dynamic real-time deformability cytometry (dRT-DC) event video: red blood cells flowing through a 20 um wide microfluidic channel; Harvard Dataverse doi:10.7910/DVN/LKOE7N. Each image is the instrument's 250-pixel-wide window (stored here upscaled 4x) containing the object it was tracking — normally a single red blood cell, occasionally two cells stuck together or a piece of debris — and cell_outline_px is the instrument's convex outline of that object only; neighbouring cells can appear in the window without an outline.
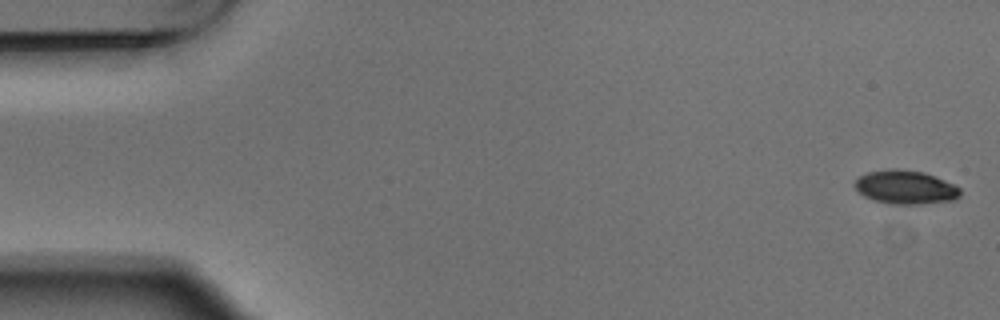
{"species": "Egyptian fruit bat (a non-hibernating species)", "species_latin": "Rousettus aegyptiacus", "temperature_condition": "warm", "stored_images_in_passage": 5, "camera_frame_rate_fps": 3000, "um_per_image_px": 0.085, "animal": {"sex": "male"}, "frame": {"image": 1, "passage_image": 1, "time_ms": 0.0, "image_size_px": [1000, 320], "cell_outline_px": [[960, 196], [956, 200], [920, 204], [888, 204], [864, 196], [852, 184], [860, 176], [868, 172], [892, 168], [924, 172], [936, 176], [960, 188]], "centroid_in_image_um": [76.98, 15.91], "position_along_channel_um": 8.0, "area_um2": 20.69}}
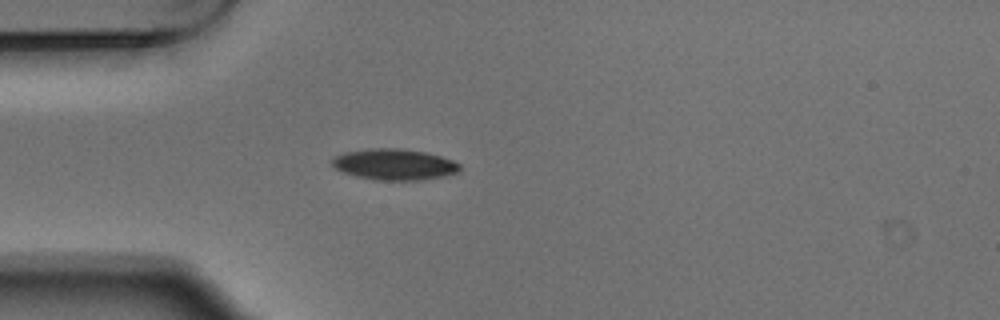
{"frame": {"image": 2, "passage_image": 5, "time_ms": 1.333, "image_size_px": [1000, 320], "cell_outline_px": [[460, 172], [444, 176], [420, 180], [376, 180], [356, 176], [344, 172], [336, 168], [328, 160], [344, 152], [368, 148], [400, 148], [424, 152], [440, 156], [452, 160], [460, 164]], "centroid_in_image_um": [33.51, 13.97], "position_along_channel_um": 51.5, "area_um2": 23.18}}